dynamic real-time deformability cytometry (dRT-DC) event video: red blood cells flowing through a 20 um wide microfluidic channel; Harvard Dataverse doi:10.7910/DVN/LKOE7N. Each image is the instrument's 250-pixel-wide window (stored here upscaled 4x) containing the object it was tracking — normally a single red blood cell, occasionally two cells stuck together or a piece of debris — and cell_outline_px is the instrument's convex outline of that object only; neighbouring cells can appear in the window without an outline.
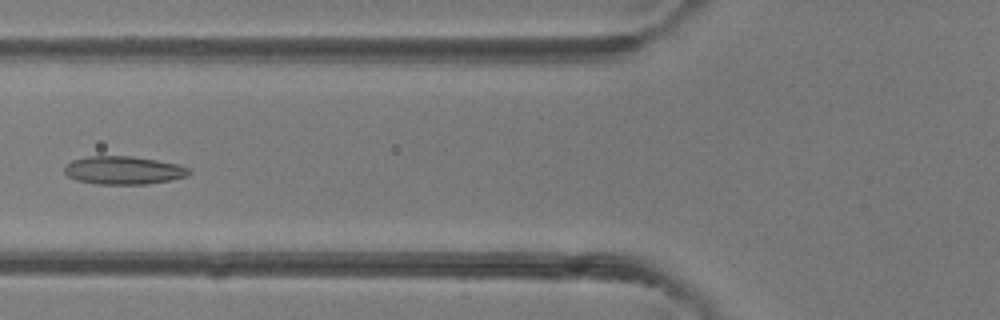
{"species": "common noctule bat (a hibernating species)", "species_latin": "Nyctalus noctula", "temperature_condition": "room temperature", "stored_images_in_passage": 5, "camera_frame_rate_fps": 3000, "um_per_image_px": 0.085, "animal": {"sex": "female"}, "frame": {"image": 1, "passage_image": 5, "time_ms": 4.667, "image_size_px": [1000, 320], "cell_outline_px": [[192, 172], [188, 176], [172, 180], [144, 184], [96, 184], [76, 180], [68, 176], [64, 172], [64, 164], [72, 160], [88, 156], [132, 156], [156, 160], [176, 164], [188, 168]], "centroid_in_image_um": [10.47, 14.47], "position_along_channel_um": 115.3, "area_um2": 20.52}}